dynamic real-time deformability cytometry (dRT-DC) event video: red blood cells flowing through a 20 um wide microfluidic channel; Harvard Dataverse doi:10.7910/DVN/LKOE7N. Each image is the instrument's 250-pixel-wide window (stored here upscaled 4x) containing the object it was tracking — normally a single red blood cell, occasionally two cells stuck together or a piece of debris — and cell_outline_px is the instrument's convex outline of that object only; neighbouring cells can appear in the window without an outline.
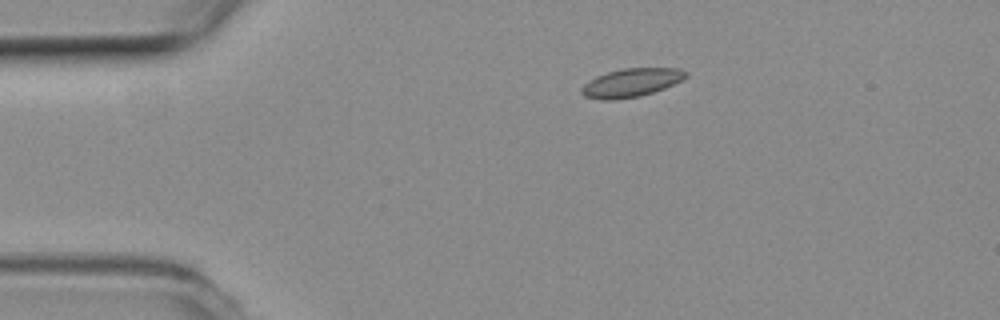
{"species": "common noctule bat (a hibernating species)", "species_latin": "Nyctalus noctula", "temperature_condition": "room temperature", "stored_images_in_passage": 6, "camera_frame_rate_fps": 3000, "um_per_image_px": 0.085, "animal": {"sex": "female", "body_mass_g": 19.3, "forearm_length_mm": 54.1}, "frame": {"image": 1, "passage_image": 2, "time_ms": 0.333, "image_size_px": [1000, 320], "cell_outline_px": [[688, 76], [664, 88], [640, 96], [612, 100], [604, 100], [584, 96], [580, 92], [580, 88], [588, 80], [596, 76], [608, 72], [624, 68], [680, 68], [688, 72]], "centroid_in_image_um": [53.63, 7.02], "position_along_channel_um": 31.4, "area_um2": 17.22}}
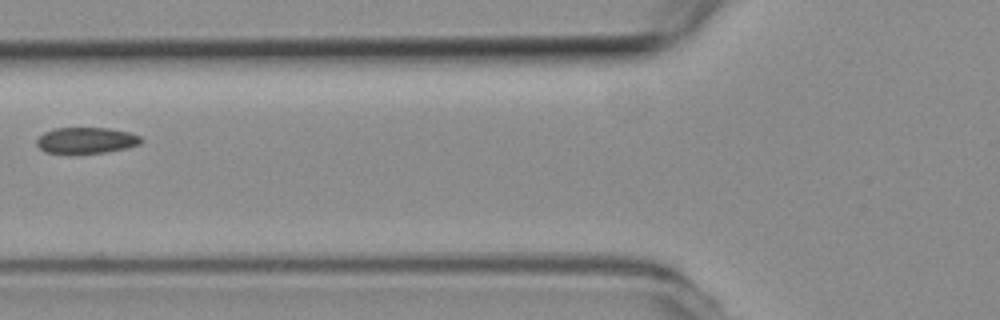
{"frame": {"image": 2, "passage_image": 5, "time_ms": 1.333, "image_size_px": [1000, 320], "cell_outline_px": [[144, 140], [140, 144], [124, 148], [104, 152], [44, 152], [36, 144], [36, 140], [44, 132], [56, 128], [108, 128], [128, 132], [140, 136]], "centroid_in_image_um": [7.33, 11.91], "position_along_channel_um": 118.5, "area_um2": 15.49}}
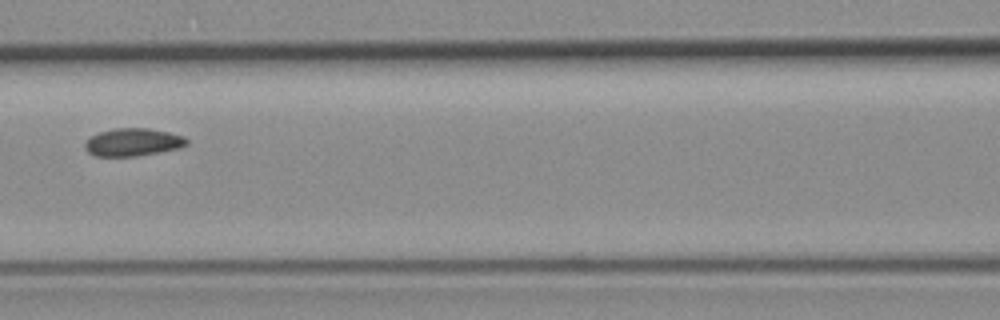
{"frame": {"image": 3, "passage_image": 6, "time_ms": 1.667, "image_size_px": [1000, 320], "cell_outline_px": [[188, 144], [180, 148], [160, 152], [136, 156], [96, 156], [88, 152], [84, 148], [84, 144], [92, 136], [100, 132], [112, 128], [148, 128], [168, 132], [184, 136], [188, 140]], "centroid_in_image_um": [11.32, 12.08], "position_along_channel_um": 155.3, "area_um2": 16.47}}